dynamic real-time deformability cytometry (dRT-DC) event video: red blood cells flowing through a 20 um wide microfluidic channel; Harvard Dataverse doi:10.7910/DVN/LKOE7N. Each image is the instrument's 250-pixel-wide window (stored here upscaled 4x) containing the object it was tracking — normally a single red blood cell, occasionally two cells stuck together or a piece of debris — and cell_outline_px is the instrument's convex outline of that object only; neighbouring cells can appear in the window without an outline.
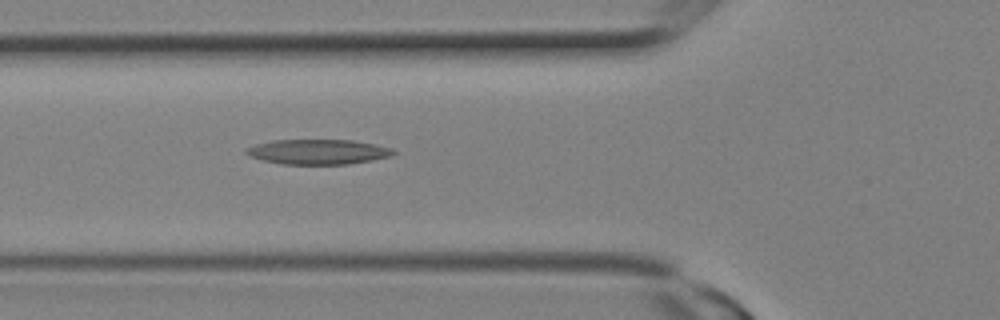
{"species": "Egyptian fruit bat (a non-hibernating species)", "species_latin": "Rousettus aegyptiacus", "temperature_condition": "room temperature", "stored_images_in_passage": 3, "camera_frame_rate_fps": 3000, "um_per_image_px": 0.085, "animal": {"sex": "female"}, "frame": {"image": 1, "passage_image": 3, "time_ms": 0.667, "image_size_px": [1000, 320], "cell_outline_px": [[396, 152], [392, 156], [372, 160], [348, 164], [280, 164], [264, 160], [252, 156], [244, 152], [244, 148], [256, 144], [272, 140], [352, 140], [376, 144], [392, 148]], "centroid_in_image_um": [27.05, 12.9], "position_along_channel_um": 98.8, "area_um2": 21.44}}